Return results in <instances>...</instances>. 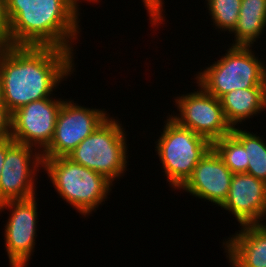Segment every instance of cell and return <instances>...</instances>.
<instances>
[{
    "instance_id": "3",
    "label": "cell",
    "mask_w": 266,
    "mask_h": 267,
    "mask_svg": "<svg viewBox=\"0 0 266 267\" xmlns=\"http://www.w3.org/2000/svg\"><path fill=\"white\" fill-rule=\"evenodd\" d=\"M59 198L83 218L104 203L115 185L104 175L73 162L67 156L43 158V169ZM113 187V188H112ZM97 208V209H96Z\"/></svg>"
},
{
    "instance_id": "1",
    "label": "cell",
    "mask_w": 266,
    "mask_h": 267,
    "mask_svg": "<svg viewBox=\"0 0 266 267\" xmlns=\"http://www.w3.org/2000/svg\"><path fill=\"white\" fill-rule=\"evenodd\" d=\"M75 54L53 46H15L0 53V80L9 111L57 95L59 85L76 72Z\"/></svg>"
},
{
    "instance_id": "16",
    "label": "cell",
    "mask_w": 266,
    "mask_h": 267,
    "mask_svg": "<svg viewBox=\"0 0 266 267\" xmlns=\"http://www.w3.org/2000/svg\"><path fill=\"white\" fill-rule=\"evenodd\" d=\"M266 31V0H242L229 45L254 46Z\"/></svg>"
},
{
    "instance_id": "23",
    "label": "cell",
    "mask_w": 266,
    "mask_h": 267,
    "mask_svg": "<svg viewBox=\"0 0 266 267\" xmlns=\"http://www.w3.org/2000/svg\"><path fill=\"white\" fill-rule=\"evenodd\" d=\"M7 153V138L0 140V176Z\"/></svg>"
},
{
    "instance_id": "24",
    "label": "cell",
    "mask_w": 266,
    "mask_h": 267,
    "mask_svg": "<svg viewBox=\"0 0 266 267\" xmlns=\"http://www.w3.org/2000/svg\"><path fill=\"white\" fill-rule=\"evenodd\" d=\"M0 105H5L4 98H3V88H2L1 80H0Z\"/></svg>"
},
{
    "instance_id": "25",
    "label": "cell",
    "mask_w": 266,
    "mask_h": 267,
    "mask_svg": "<svg viewBox=\"0 0 266 267\" xmlns=\"http://www.w3.org/2000/svg\"><path fill=\"white\" fill-rule=\"evenodd\" d=\"M0 14H7L5 10L4 0H0Z\"/></svg>"
},
{
    "instance_id": "13",
    "label": "cell",
    "mask_w": 266,
    "mask_h": 267,
    "mask_svg": "<svg viewBox=\"0 0 266 267\" xmlns=\"http://www.w3.org/2000/svg\"><path fill=\"white\" fill-rule=\"evenodd\" d=\"M240 226L261 224L266 215V183L248 173L233 174L227 199L220 206Z\"/></svg>"
},
{
    "instance_id": "6",
    "label": "cell",
    "mask_w": 266,
    "mask_h": 267,
    "mask_svg": "<svg viewBox=\"0 0 266 267\" xmlns=\"http://www.w3.org/2000/svg\"><path fill=\"white\" fill-rule=\"evenodd\" d=\"M156 139L155 152L166 177V184L177 191L191 176L192 171L212 147V143L189 128L182 127L169 113Z\"/></svg>"
},
{
    "instance_id": "8",
    "label": "cell",
    "mask_w": 266,
    "mask_h": 267,
    "mask_svg": "<svg viewBox=\"0 0 266 267\" xmlns=\"http://www.w3.org/2000/svg\"><path fill=\"white\" fill-rule=\"evenodd\" d=\"M38 201L36 195L29 199L9 200L0 204V214L9 212L4 224L3 240L10 267L30 265L38 236Z\"/></svg>"
},
{
    "instance_id": "10",
    "label": "cell",
    "mask_w": 266,
    "mask_h": 267,
    "mask_svg": "<svg viewBox=\"0 0 266 267\" xmlns=\"http://www.w3.org/2000/svg\"><path fill=\"white\" fill-rule=\"evenodd\" d=\"M81 105L72 97L63 101L57 116L53 139L42 152V158L67 156L110 116L105 108L97 109Z\"/></svg>"
},
{
    "instance_id": "14",
    "label": "cell",
    "mask_w": 266,
    "mask_h": 267,
    "mask_svg": "<svg viewBox=\"0 0 266 267\" xmlns=\"http://www.w3.org/2000/svg\"><path fill=\"white\" fill-rule=\"evenodd\" d=\"M223 239V253L230 267H266V228L244 225Z\"/></svg>"
},
{
    "instance_id": "12",
    "label": "cell",
    "mask_w": 266,
    "mask_h": 267,
    "mask_svg": "<svg viewBox=\"0 0 266 267\" xmlns=\"http://www.w3.org/2000/svg\"><path fill=\"white\" fill-rule=\"evenodd\" d=\"M232 177L231 170L211 147L178 191L220 207L228 197Z\"/></svg>"
},
{
    "instance_id": "5",
    "label": "cell",
    "mask_w": 266,
    "mask_h": 267,
    "mask_svg": "<svg viewBox=\"0 0 266 267\" xmlns=\"http://www.w3.org/2000/svg\"><path fill=\"white\" fill-rule=\"evenodd\" d=\"M113 116H109L100 124L67 157L75 163L104 175L115 184L117 179H122L129 169L127 167L130 144L127 138L129 134L125 131L124 124L117 116Z\"/></svg>"
},
{
    "instance_id": "19",
    "label": "cell",
    "mask_w": 266,
    "mask_h": 267,
    "mask_svg": "<svg viewBox=\"0 0 266 267\" xmlns=\"http://www.w3.org/2000/svg\"><path fill=\"white\" fill-rule=\"evenodd\" d=\"M212 147L233 174L247 173L248 161L245 148L232 133L215 140Z\"/></svg>"
},
{
    "instance_id": "4",
    "label": "cell",
    "mask_w": 266,
    "mask_h": 267,
    "mask_svg": "<svg viewBox=\"0 0 266 267\" xmlns=\"http://www.w3.org/2000/svg\"><path fill=\"white\" fill-rule=\"evenodd\" d=\"M254 49V46L228 45L217 61L207 63L193 76L194 81L217 99L232 90L266 88L265 60Z\"/></svg>"
},
{
    "instance_id": "20",
    "label": "cell",
    "mask_w": 266,
    "mask_h": 267,
    "mask_svg": "<svg viewBox=\"0 0 266 267\" xmlns=\"http://www.w3.org/2000/svg\"><path fill=\"white\" fill-rule=\"evenodd\" d=\"M143 6L146 11V15L149 16L150 27L154 29H159V26L165 23L166 13L165 1L164 0H142ZM149 14V15H148ZM164 22V23H163Z\"/></svg>"
},
{
    "instance_id": "22",
    "label": "cell",
    "mask_w": 266,
    "mask_h": 267,
    "mask_svg": "<svg viewBox=\"0 0 266 267\" xmlns=\"http://www.w3.org/2000/svg\"><path fill=\"white\" fill-rule=\"evenodd\" d=\"M12 132V113L6 105H0V140L9 138Z\"/></svg>"
},
{
    "instance_id": "17",
    "label": "cell",
    "mask_w": 266,
    "mask_h": 267,
    "mask_svg": "<svg viewBox=\"0 0 266 267\" xmlns=\"http://www.w3.org/2000/svg\"><path fill=\"white\" fill-rule=\"evenodd\" d=\"M247 130L234 127L231 133L245 148L248 161L247 173L266 183V141L263 135Z\"/></svg>"
},
{
    "instance_id": "7",
    "label": "cell",
    "mask_w": 266,
    "mask_h": 267,
    "mask_svg": "<svg viewBox=\"0 0 266 267\" xmlns=\"http://www.w3.org/2000/svg\"><path fill=\"white\" fill-rule=\"evenodd\" d=\"M194 83L198 88L173 97V104L179 113L173 110L169 116L182 127L189 128L213 143L230 134L233 128L226 120L220 99L209 94L196 81Z\"/></svg>"
},
{
    "instance_id": "18",
    "label": "cell",
    "mask_w": 266,
    "mask_h": 267,
    "mask_svg": "<svg viewBox=\"0 0 266 267\" xmlns=\"http://www.w3.org/2000/svg\"><path fill=\"white\" fill-rule=\"evenodd\" d=\"M242 0H205L204 4L208 15L213 22V29L221 34L223 31L227 34L231 33L237 24L239 19V12L241 8ZM218 29V30H217ZM221 31V32H220Z\"/></svg>"
},
{
    "instance_id": "27",
    "label": "cell",
    "mask_w": 266,
    "mask_h": 267,
    "mask_svg": "<svg viewBox=\"0 0 266 267\" xmlns=\"http://www.w3.org/2000/svg\"><path fill=\"white\" fill-rule=\"evenodd\" d=\"M261 225H263L266 228V215H265V218H264L263 222L261 223Z\"/></svg>"
},
{
    "instance_id": "11",
    "label": "cell",
    "mask_w": 266,
    "mask_h": 267,
    "mask_svg": "<svg viewBox=\"0 0 266 267\" xmlns=\"http://www.w3.org/2000/svg\"><path fill=\"white\" fill-rule=\"evenodd\" d=\"M57 97L33 101L13 112L10 137L42 153L53 139L57 116L65 100Z\"/></svg>"
},
{
    "instance_id": "21",
    "label": "cell",
    "mask_w": 266,
    "mask_h": 267,
    "mask_svg": "<svg viewBox=\"0 0 266 267\" xmlns=\"http://www.w3.org/2000/svg\"><path fill=\"white\" fill-rule=\"evenodd\" d=\"M15 47L7 14H0V53Z\"/></svg>"
},
{
    "instance_id": "15",
    "label": "cell",
    "mask_w": 266,
    "mask_h": 267,
    "mask_svg": "<svg viewBox=\"0 0 266 267\" xmlns=\"http://www.w3.org/2000/svg\"><path fill=\"white\" fill-rule=\"evenodd\" d=\"M226 120L232 128L242 126L266 111V88L232 90L220 98ZM251 119V120H250ZM247 120V121H246ZM240 124V125H239Z\"/></svg>"
},
{
    "instance_id": "2",
    "label": "cell",
    "mask_w": 266,
    "mask_h": 267,
    "mask_svg": "<svg viewBox=\"0 0 266 267\" xmlns=\"http://www.w3.org/2000/svg\"><path fill=\"white\" fill-rule=\"evenodd\" d=\"M82 2L4 0L15 46H53L75 53L74 45L80 41L84 29L79 24Z\"/></svg>"
},
{
    "instance_id": "9",
    "label": "cell",
    "mask_w": 266,
    "mask_h": 267,
    "mask_svg": "<svg viewBox=\"0 0 266 267\" xmlns=\"http://www.w3.org/2000/svg\"><path fill=\"white\" fill-rule=\"evenodd\" d=\"M42 169L43 158L40 151L17 143L11 137L7 138V153L0 176V204L38 195L37 177H40L38 174Z\"/></svg>"
},
{
    "instance_id": "26",
    "label": "cell",
    "mask_w": 266,
    "mask_h": 267,
    "mask_svg": "<svg viewBox=\"0 0 266 267\" xmlns=\"http://www.w3.org/2000/svg\"><path fill=\"white\" fill-rule=\"evenodd\" d=\"M82 1H84V3L86 2L87 4H99V6H100V3L99 2H101L100 0H82ZM88 1V2H87ZM90 2V3H89Z\"/></svg>"
}]
</instances>
